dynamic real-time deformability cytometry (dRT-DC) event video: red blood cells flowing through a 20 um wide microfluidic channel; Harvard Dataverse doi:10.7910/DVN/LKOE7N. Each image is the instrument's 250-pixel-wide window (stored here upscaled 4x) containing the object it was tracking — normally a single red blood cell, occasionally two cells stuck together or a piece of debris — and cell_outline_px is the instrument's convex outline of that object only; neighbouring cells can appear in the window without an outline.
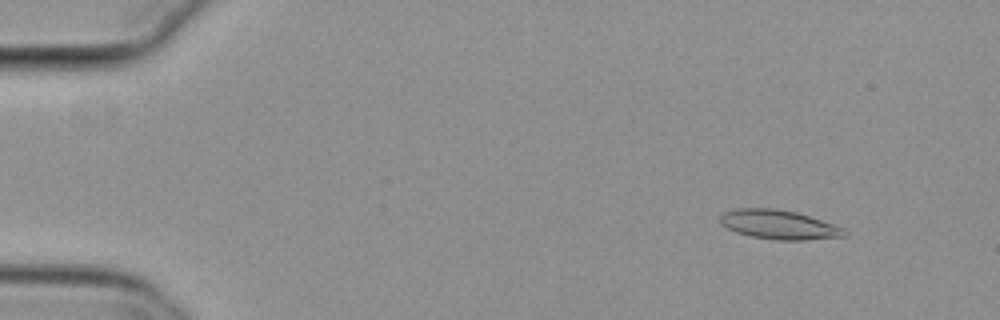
{"species": "common noctule bat (a hibernating species)", "species_latin": "Nyctalus noctula", "temperature_condition": "cold", "stored_images_in_passage": 12, "camera_frame_rate_fps": 3000, "um_per_image_px": 0.085, "animal": {"sex": "female", "body_mass_g": 29.2, "forearm_length_mm": 56.3}, "frame": {"image": 1, "passage_image": 4, "time_ms": 1.0, "image_size_px": [1000, 320], "cell_outline_px": [[848, 232], [844, 236], [804, 240], [776, 240], [752, 236], [736, 232], [720, 224], [720, 216], [724, 212], [736, 208], [776, 208], [796, 212], [844, 228]], "centroid_in_image_um": [66.18, 19.09], "position_along_channel_um": 18.8, "area_um2": 20.98}}